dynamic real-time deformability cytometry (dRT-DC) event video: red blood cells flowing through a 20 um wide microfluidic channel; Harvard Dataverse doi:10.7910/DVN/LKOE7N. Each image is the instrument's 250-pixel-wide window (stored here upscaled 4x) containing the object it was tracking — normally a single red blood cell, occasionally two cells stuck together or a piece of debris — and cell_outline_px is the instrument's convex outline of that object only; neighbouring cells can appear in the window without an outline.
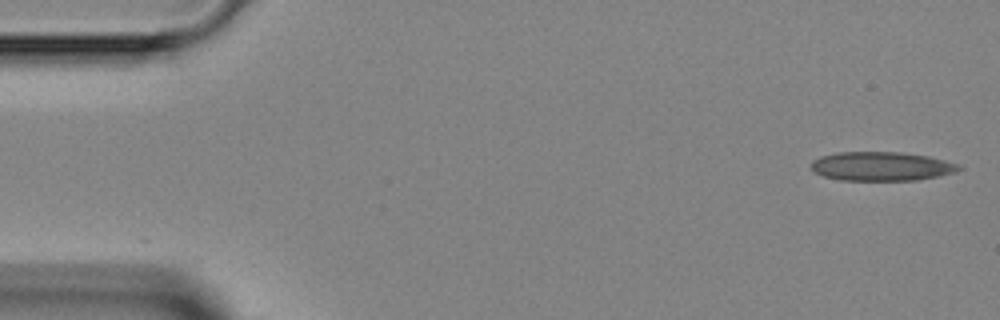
{"species": "Egyptian fruit bat (a non-hibernating species)", "species_latin": "Rousettus aegyptiacus", "temperature_condition": "room temperature", "stored_images_in_passage": 2, "camera_frame_rate_fps": 3000, "um_per_image_px": 0.085, "animal": {"sex": "female"}, "frame": {"image": 1, "passage_image": 1, "time_ms": 0.0, "image_size_px": [1000, 320], "cell_outline_px": [[964, 168], [956, 172], [916, 180], [840, 180], [824, 176], [816, 172], [812, 168], [812, 160], [820, 156], [836, 152], [900, 152], [928, 156], [960, 164]], "centroid_in_image_um": [74.94, 14.13], "position_along_channel_um": 10.1, "area_um2": 24.91}}